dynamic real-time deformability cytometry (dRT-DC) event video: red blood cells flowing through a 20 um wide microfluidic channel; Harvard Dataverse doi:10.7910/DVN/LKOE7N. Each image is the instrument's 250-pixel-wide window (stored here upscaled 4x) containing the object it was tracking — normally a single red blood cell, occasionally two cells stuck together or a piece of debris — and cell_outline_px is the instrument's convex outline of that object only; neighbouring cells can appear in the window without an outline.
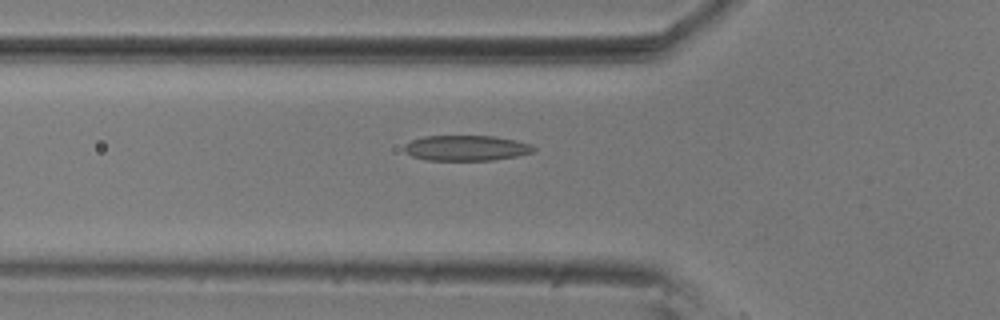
{"species": "common noctule bat (a hibernating species)", "species_latin": "Nyctalus noctula", "temperature_condition": "room temperature", "stored_images_in_passage": 20, "camera_frame_rate_fps": 3000, "um_per_image_px": 0.085, "animal": {"sex": "male", "body_mass_g": 20.5, "forearm_length_mm": 52.5}, "frame": {"image": 1, "passage_image": 19, "time_ms": 6.0, "image_size_px": [1000, 320], "cell_outline_px": [[536, 148], [532, 152], [516, 156], [492, 160], [424, 160], [412, 156], [404, 152], [404, 144], [412, 140], [424, 136], [496, 136], [516, 140], [532, 144]], "centroid_in_image_um": [39.62, 12.58], "position_along_channel_um": 86.2, "area_um2": 19.25}}